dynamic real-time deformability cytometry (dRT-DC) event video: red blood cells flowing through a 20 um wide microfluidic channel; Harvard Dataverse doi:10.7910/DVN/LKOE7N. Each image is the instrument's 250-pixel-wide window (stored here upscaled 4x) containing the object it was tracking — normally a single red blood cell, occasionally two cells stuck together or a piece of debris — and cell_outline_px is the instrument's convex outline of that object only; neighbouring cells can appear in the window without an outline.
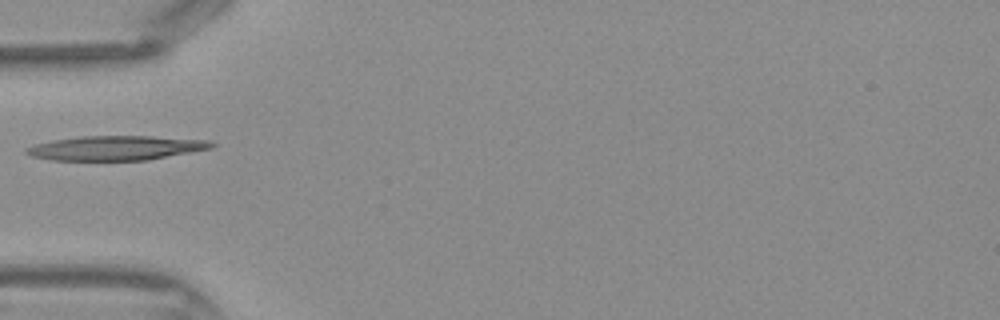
{"species": "Egyptian fruit bat (a non-hibernating species)", "species_latin": "Rousettus aegyptiacus", "temperature_condition": "warm", "stored_images_in_passage": 30, "camera_frame_rate_fps": 3000, "um_per_image_px": 0.085, "frame": {"image": 1, "passage_image": 1, "time_ms": 0.0, "image_size_px": [1000, 320], "cell_outline_px": [[216, 144], [212, 148], [148, 160], [52, 160], [32, 156], [24, 152], [24, 148], [36, 144], [52, 140], [80, 136], [152, 136], [212, 140]], "centroid_in_image_um": [9.87, 12.57], "position_along_channel_um": 75.1, "area_um2": 26.47}}
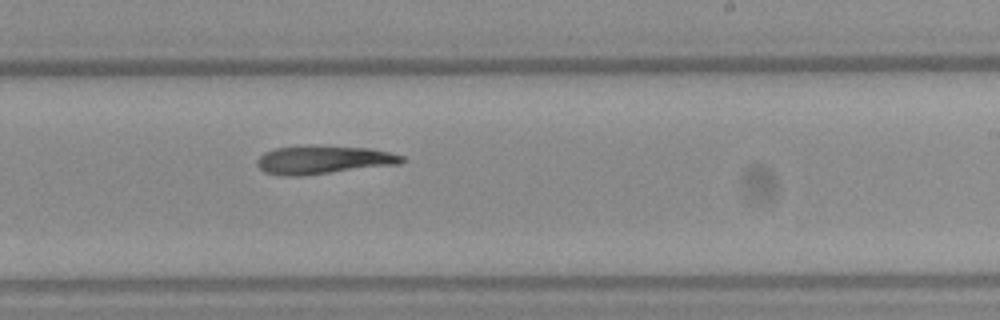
{"frame": {"image": 2, "passage_image": 13, "time_ms": 4.0, "image_size_px": [1000, 320], "cell_outline_px": [[404, 160], [400, 164], [300, 176], [284, 176], [264, 172], [256, 164], [256, 160], [264, 152], [276, 148], [312, 144], [368, 148], [388, 152], [404, 156]], "centroid_in_image_um": [27.45, 13.57], "position_along_channel_um": 261.6, "area_um2": 24.16}}
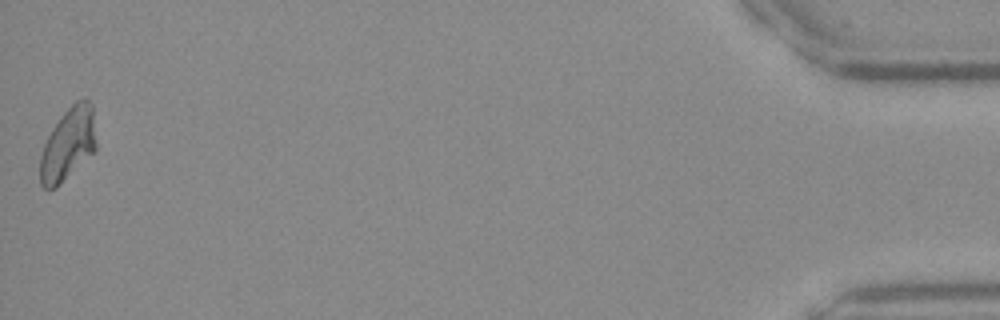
{"frame": {"image": 3, "passage_image": 30, "time_ms": 9.667, "image_size_px": [1000, 320], "cell_outline_px": [[96, 148], [56, 188], [44, 188], [40, 184], [40, 156], [44, 144], [48, 136], [60, 116], [76, 100], [84, 96], [88, 100], [92, 108], [96, 144]], "centroid_in_image_um": [5.76, 12.23], "position_along_channel_um": 429.4, "area_um2": 23.29}}